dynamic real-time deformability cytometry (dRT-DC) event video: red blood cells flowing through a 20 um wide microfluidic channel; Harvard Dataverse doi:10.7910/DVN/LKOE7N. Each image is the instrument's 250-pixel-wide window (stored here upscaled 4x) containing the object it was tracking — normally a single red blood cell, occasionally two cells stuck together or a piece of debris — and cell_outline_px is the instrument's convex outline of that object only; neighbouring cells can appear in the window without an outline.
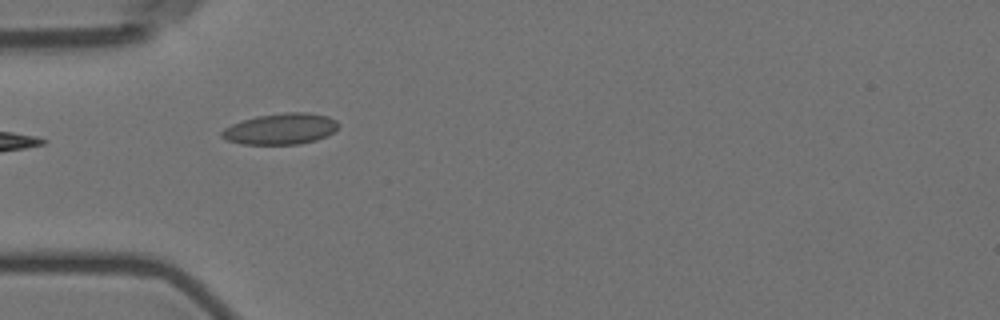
{"species": "Egyptian fruit bat (a non-hibernating species)", "species_latin": "Rousettus aegyptiacus", "temperature_condition": "room temperature", "stored_images_in_passage": 6, "camera_frame_rate_fps": 3000, "um_per_image_px": 0.085, "animal": {"sex": "female"}, "frame": {"image": 1, "passage_image": 5, "time_ms": 5.667, "image_size_px": [1000, 320], "cell_outline_px": [[340, 124], [332, 132], [316, 140], [300, 144], [240, 144], [228, 140], [220, 136], [220, 132], [224, 128], [240, 120], [256, 116], [284, 112], [308, 112], [328, 116], [336, 120]], "centroid_in_image_um": [23.83, 10.94], "position_along_channel_um": 61.2, "area_um2": 21.21}}
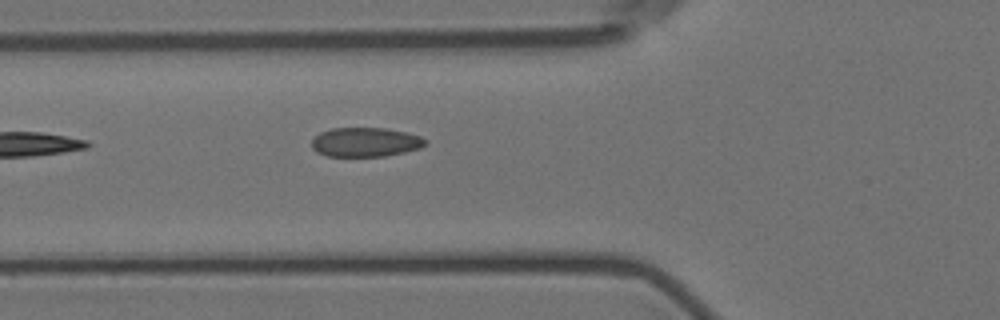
{"frame": {"image": 2, "passage_image": 6, "time_ms": 6.667, "image_size_px": [1000, 320], "cell_outline_px": [[428, 144], [420, 148], [404, 152], [384, 156], [328, 156], [316, 152], [312, 148], [312, 140], [320, 132], [332, 128], [384, 128], [404, 132], [420, 136], [428, 140]], "centroid_in_image_um": [31.07, 12.08], "position_along_channel_um": 94.7, "area_um2": 19.36}}